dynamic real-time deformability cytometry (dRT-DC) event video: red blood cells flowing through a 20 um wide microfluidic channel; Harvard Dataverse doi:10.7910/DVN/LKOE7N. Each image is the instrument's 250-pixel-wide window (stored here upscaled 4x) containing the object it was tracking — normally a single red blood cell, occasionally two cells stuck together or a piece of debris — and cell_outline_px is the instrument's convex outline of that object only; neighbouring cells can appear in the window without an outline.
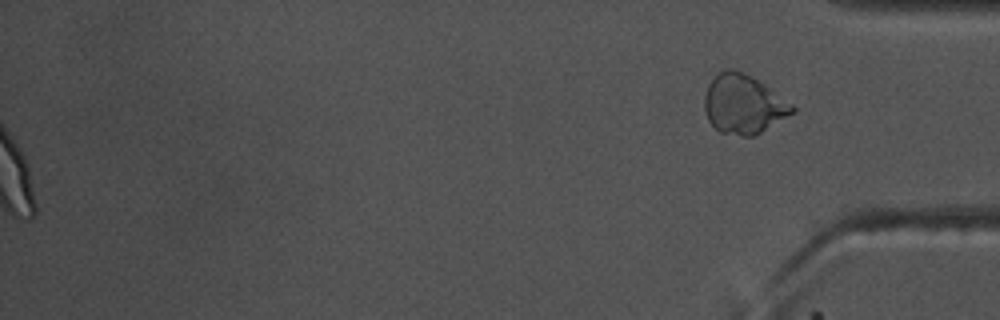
{"species": "common noctule bat (a hibernating species)", "species_latin": "Nyctalus noctula", "temperature_condition": "warm", "stored_images_in_passage": 58, "segment_of_instrument_passage": [2, 2], "camera_frame_rate_fps": 3000, "um_per_image_px": 0.085, "animal": {"sex": "male", "body_mass_g": 17.5, "forearm_length_mm": 52.3}, "frame": {"image": 1, "passage_image": 58, "time_ms": 19.0, "image_size_px": [1000, 320], "cell_outline_px": [[796, 112], [760, 132], [752, 136], [740, 136], [720, 132], [708, 120], [704, 108], [704, 96], [708, 84], [720, 72], [728, 68], [732, 68], [752, 76], [764, 84], [792, 104], [796, 108]], "centroid_in_image_um": [63.19, 8.86], "position_along_channel_um": 372.0, "area_um2": 30.06}}